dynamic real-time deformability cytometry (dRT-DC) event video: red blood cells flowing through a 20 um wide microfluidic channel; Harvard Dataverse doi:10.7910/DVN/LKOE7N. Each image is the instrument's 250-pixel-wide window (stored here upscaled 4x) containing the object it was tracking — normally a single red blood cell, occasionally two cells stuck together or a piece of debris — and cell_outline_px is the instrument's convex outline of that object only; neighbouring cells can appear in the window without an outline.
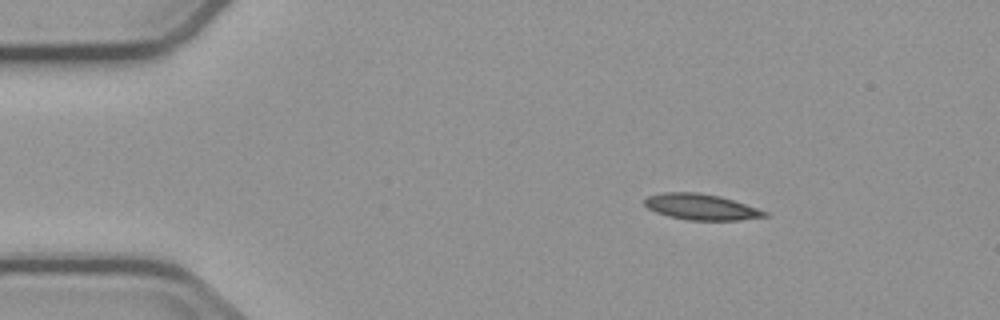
{"species": "common noctule bat (a hibernating species)", "species_latin": "Nyctalus noctula", "temperature_condition": "cold", "stored_images_in_passage": 6, "segment_of_instrument_passage": [1, 2], "camera_frame_rate_fps": 3000, "um_per_image_px": 0.085, "animal": {"sex": "male", "body_mass_g": 23.1, "forearm_length_mm": 52.7}, "frame": {"image": 1, "passage_image": 3, "time_ms": 2.667, "image_size_px": [1000, 320], "cell_outline_px": [[768, 216], [740, 220], [688, 220], [668, 216], [656, 212], [648, 208], [644, 204], [644, 200], [648, 196], [664, 192], [696, 192], [720, 196], [768, 212]], "centroid_in_image_um": [59.57, 17.59], "position_along_channel_um": 25.4, "area_um2": 17.98}}